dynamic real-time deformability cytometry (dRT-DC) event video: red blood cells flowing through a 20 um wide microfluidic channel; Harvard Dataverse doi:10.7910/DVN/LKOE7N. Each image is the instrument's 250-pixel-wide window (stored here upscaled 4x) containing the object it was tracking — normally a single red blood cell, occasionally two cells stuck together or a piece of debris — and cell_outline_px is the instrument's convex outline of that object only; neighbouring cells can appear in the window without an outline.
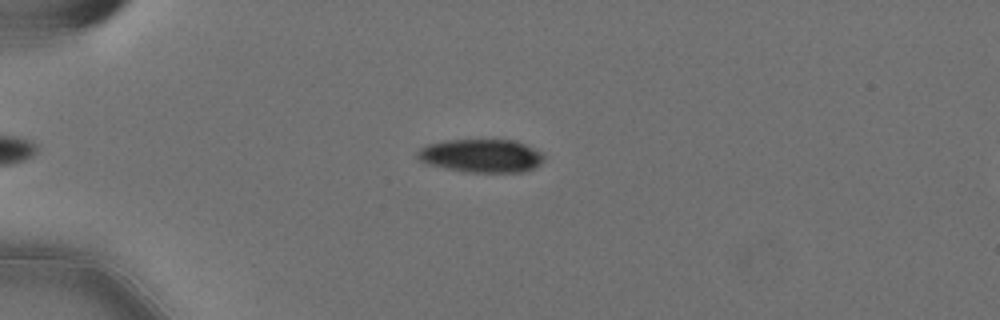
{"species": "Egyptian fruit bat (a non-hibernating species)", "species_latin": "Rousettus aegyptiacus", "temperature_condition": "cold", "stored_images_in_passage": 58, "camera_frame_rate_fps": 3000, "um_per_image_px": 0.085, "animal": {"sex": "female"}, "frame": {"image": 1, "passage_image": 16, "time_ms": 5.0, "image_size_px": [1000, 320], "cell_outline_px": [[544, 160], [536, 168], [524, 172], [468, 172], [424, 164], [416, 156], [416, 152], [420, 148], [428, 144], [444, 140], [516, 140], [544, 152]], "centroid_in_image_um": [40.93, 13.24], "position_along_channel_um": 44.1, "area_um2": 24.91}}
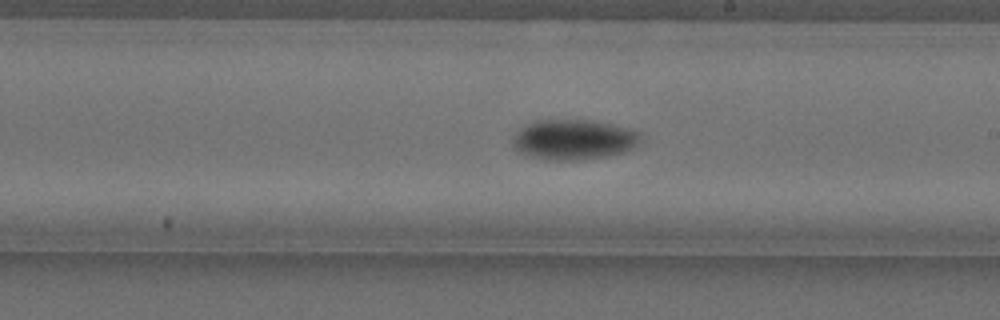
{"frame": {"image": 2, "passage_image": 35, "time_ms": 11.333, "image_size_px": [1000, 320], "cell_outline_px": [[640, 140], [632, 148], [624, 152], [604, 156], [580, 160], [544, 160], [516, 152], [512, 148], [512, 136], [520, 128], [536, 120], [592, 120], [632, 128], [640, 132]], "centroid_in_image_um": [48.72, 11.86], "position_along_channel_um": 240.3, "area_um2": 30.29}}
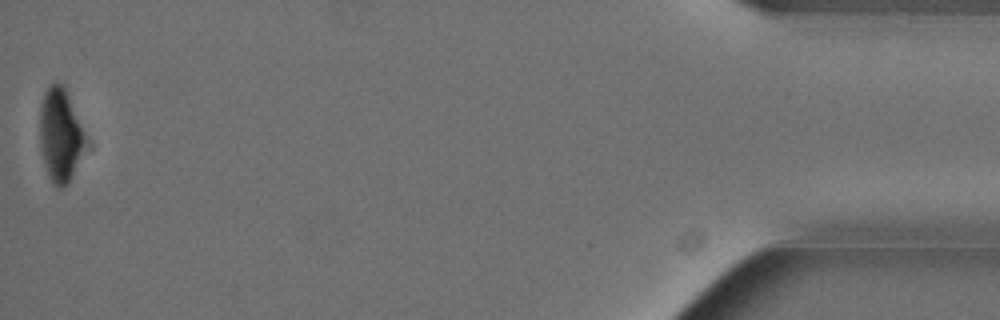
{"frame": {"image": 3, "passage_image": 58, "time_ms": 19.0, "image_size_px": [1000, 320], "cell_outline_px": [[84, 136], [72, 176], [68, 184], [64, 188], [56, 188], [52, 184], [44, 164], [40, 148], [40, 104], [44, 92], [48, 84], [52, 80], [64, 84], [84, 132]], "centroid_in_image_um": [5.05, 11.41], "position_along_channel_um": 430.2, "area_um2": 24.45}, "authors_computed_cell_mechanics": {"area_um2": 26.9348, "velocity_mm_per_s": 3.5762, "shape_relaxation_time_tau1_ms": 3.2019, "shape_relaxation_time_tau2_ms": null, "deformation_change_tau1": 0.1326, "deformation_change_tau2": null}}